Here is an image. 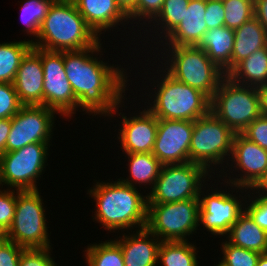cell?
<instances>
[{
    "instance_id": "6da1fadb",
    "label": "cell",
    "mask_w": 267,
    "mask_h": 266,
    "mask_svg": "<svg viewBox=\"0 0 267 266\" xmlns=\"http://www.w3.org/2000/svg\"><path fill=\"white\" fill-rule=\"evenodd\" d=\"M100 42L83 50L63 51V62L78 108L89 115L111 117L122 107L129 80L124 68L110 66L93 55L103 52Z\"/></svg>"
},
{
    "instance_id": "7a4b0ae2",
    "label": "cell",
    "mask_w": 267,
    "mask_h": 266,
    "mask_svg": "<svg viewBox=\"0 0 267 266\" xmlns=\"http://www.w3.org/2000/svg\"><path fill=\"white\" fill-rule=\"evenodd\" d=\"M119 181L96 182L88 190L96 202L95 219L109 230H132L146 228L148 196L137 191V187ZM138 225V226H137Z\"/></svg>"
},
{
    "instance_id": "3957f363",
    "label": "cell",
    "mask_w": 267,
    "mask_h": 266,
    "mask_svg": "<svg viewBox=\"0 0 267 266\" xmlns=\"http://www.w3.org/2000/svg\"><path fill=\"white\" fill-rule=\"evenodd\" d=\"M37 39L32 41L33 47L59 52L83 50L102 40L87 25L74 2L62 0H55L49 7Z\"/></svg>"
},
{
    "instance_id": "277c9868",
    "label": "cell",
    "mask_w": 267,
    "mask_h": 266,
    "mask_svg": "<svg viewBox=\"0 0 267 266\" xmlns=\"http://www.w3.org/2000/svg\"><path fill=\"white\" fill-rule=\"evenodd\" d=\"M162 69L159 72L166 75L161 73V80L152 82H157L154 87L158 90L152 94L154 99L151 101H154L150 107L146 108L157 119L195 121L210 112L211 99L206 94L176 80L164 67Z\"/></svg>"
},
{
    "instance_id": "5b68a950",
    "label": "cell",
    "mask_w": 267,
    "mask_h": 266,
    "mask_svg": "<svg viewBox=\"0 0 267 266\" xmlns=\"http://www.w3.org/2000/svg\"><path fill=\"white\" fill-rule=\"evenodd\" d=\"M166 47L163 48L165 51L162 50L163 55L169 57H162L163 60L167 58L165 70L176 80L200 90L211 99L226 76L224 71L211 61L204 50L196 46Z\"/></svg>"
},
{
    "instance_id": "8992f818",
    "label": "cell",
    "mask_w": 267,
    "mask_h": 266,
    "mask_svg": "<svg viewBox=\"0 0 267 266\" xmlns=\"http://www.w3.org/2000/svg\"><path fill=\"white\" fill-rule=\"evenodd\" d=\"M210 111L234 133H242L261 115L257 88L238 84L226 75L211 98Z\"/></svg>"
},
{
    "instance_id": "52a82bcc",
    "label": "cell",
    "mask_w": 267,
    "mask_h": 266,
    "mask_svg": "<svg viewBox=\"0 0 267 266\" xmlns=\"http://www.w3.org/2000/svg\"><path fill=\"white\" fill-rule=\"evenodd\" d=\"M40 194L38 190H16L14 219L6 237L25 249L51 247Z\"/></svg>"
},
{
    "instance_id": "ba28073f",
    "label": "cell",
    "mask_w": 267,
    "mask_h": 266,
    "mask_svg": "<svg viewBox=\"0 0 267 266\" xmlns=\"http://www.w3.org/2000/svg\"><path fill=\"white\" fill-rule=\"evenodd\" d=\"M234 136L235 133L211 111L199 117L194 121L189 161L211 172L213 166L222 165L226 157L230 159Z\"/></svg>"
},
{
    "instance_id": "9c48e42d",
    "label": "cell",
    "mask_w": 267,
    "mask_h": 266,
    "mask_svg": "<svg viewBox=\"0 0 267 266\" xmlns=\"http://www.w3.org/2000/svg\"><path fill=\"white\" fill-rule=\"evenodd\" d=\"M199 199L148 204L146 228L161 241H188L198 229Z\"/></svg>"
},
{
    "instance_id": "30bf717a",
    "label": "cell",
    "mask_w": 267,
    "mask_h": 266,
    "mask_svg": "<svg viewBox=\"0 0 267 266\" xmlns=\"http://www.w3.org/2000/svg\"><path fill=\"white\" fill-rule=\"evenodd\" d=\"M208 175L202 165L192 162L162 165L154 187L147 194L148 204L199 199L200 189L205 186Z\"/></svg>"
},
{
    "instance_id": "8fae6325",
    "label": "cell",
    "mask_w": 267,
    "mask_h": 266,
    "mask_svg": "<svg viewBox=\"0 0 267 266\" xmlns=\"http://www.w3.org/2000/svg\"><path fill=\"white\" fill-rule=\"evenodd\" d=\"M49 143H32L0 157V185L19 191L38 190L36 180L45 168Z\"/></svg>"
},
{
    "instance_id": "7c38bea8",
    "label": "cell",
    "mask_w": 267,
    "mask_h": 266,
    "mask_svg": "<svg viewBox=\"0 0 267 266\" xmlns=\"http://www.w3.org/2000/svg\"><path fill=\"white\" fill-rule=\"evenodd\" d=\"M32 49L41 57L44 74L43 106L67 117L78 109V101L67 80L63 62V51H48L38 47Z\"/></svg>"
},
{
    "instance_id": "4fadbf2b",
    "label": "cell",
    "mask_w": 267,
    "mask_h": 266,
    "mask_svg": "<svg viewBox=\"0 0 267 266\" xmlns=\"http://www.w3.org/2000/svg\"><path fill=\"white\" fill-rule=\"evenodd\" d=\"M55 113L58 114L43 105H23L11 118L6 152L21 149L32 143H50Z\"/></svg>"
},
{
    "instance_id": "5bb4252c",
    "label": "cell",
    "mask_w": 267,
    "mask_h": 266,
    "mask_svg": "<svg viewBox=\"0 0 267 266\" xmlns=\"http://www.w3.org/2000/svg\"><path fill=\"white\" fill-rule=\"evenodd\" d=\"M230 167H235V170L239 169L242 175L240 178L229 177L225 179V183L229 184L230 187L240 189L244 192L253 189L259 181L264 177L267 171V151L261 148L255 142L250 141L242 133H235L233 138L232 154H231ZM235 163V164H234ZM238 170H237V169ZM227 180V182H226ZM247 189V190H246Z\"/></svg>"
},
{
    "instance_id": "9a60e30c",
    "label": "cell",
    "mask_w": 267,
    "mask_h": 266,
    "mask_svg": "<svg viewBox=\"0 0 267 266\" xmlns=\"http://www.w3.org/2000/svg\"><path fill=\"white\" fill-rule=\"evenodd\" d=\"M203 197V191L200 189L199 204L200 218L199 223L211 232L212 235H226L230 227L237 221L239 216L245 211L243 200H238L236 195L220 191L218 188ZM202 193V194H201ZM202 195V198H201Z\"/></svg>"
},
{
    "instance_id": "2e32d148",
    "label": "cell",
    "mask_w": 267,
    "mask_h": 266,
    "mask_svg": "<svg viewBox=\"0 0 267 266\" xmlns=\"http://www.w3.org/2000/svg\"><path fill=\"white\" fill-rule=\"evenodd\" d=\"M194 121L158 119L152 154L162 165L189 161Z\"/></svg>"
},
{
    "instance_id": "e0dca14e",
    "label": "cell",
    "mask_w": 267,
    "mask_h": 266,
    "mask_svg": "<svg viewBox=\"0 0 267 266\" xmlns=\"http://www.w3.org/2000/svg\"><path fill=\"white\" fill-rule=\"evenodd\" d=\"M122 117V126L118 132L121 149L126 153H152L158 127V119L144 108L139 115ZM124 115V116H123Z\"/></svg>"
},
{
    "instance_id": "ac0fdd59",
    "label": "cell",
    "mask_w": 267,
    "mask_h": 266,
    "mask_svg": "<svg viewBox=\"0 0 267 266\" xmlns=\"http://www.w3.org/2000/svg\"><path fill=\"white\" fill-rule=\"evenodd\" d=\"M44 74L41 57L31 48L21 59L13 85L23 105H43Z\"/></svg>"
},
{
    "instance_id": "d6986e66",
    "label": "cell",
    "mask_w": 267,
    "mask_h": 266,
    "mask_svg": "<svg viewBox=\"0 0 267 266\" xmlns=\"http://www.w3.org/2000/svg\"><path fill=\"white\" fill-rule=\"evenodd\" d=\"M114 241L122 249L125 266H156L158 263L161 240L147 228L137 229L129 236L123 234Z\"/></svg>"
},
{
    "instance_id": "ffe728a7",
    "label": "cell",
    "mask_w": 267,
    "mask_h": 266,
    "mask_svg": "<svg viewBox=\"0 0 267 266\" xmlns=\"http://www.w3.org/2000/svg\"><path fill=\"white\" fill-rule=\"evenodd\" d=\"M87 25L100 37L108 29L124 22L129 23L128 15L115 0H73Z\"/></svg>"
},
{
    "instance_id": "44dd1931",
    "label": "cell",
    "mask_w": 267,
    "mask_h": 266,
    "mask_svg": "<svg viewBox=\"0 0 267 266\" xmlns=\"http://www.w3.org/2000/svg\"><path fill=\"white\" fill-rule=\"evenodd\" d=\"M206 0H190L182 22L165 39L164 46H196L207 31Z\"/></svg>"
},
{
    "instance_id": "7402d4cb",
    "label": "cell",
    "mask_w": 267,
    "mask_h": 266,
    "mask_svg": "<svg viewBox=\"0 0 267 266\" xmlns=\"http://www.w3.org/2000/svg\"><path fill=\"white\" fill-rule=\"evenodd\" d=\"M234 40V30L224 25L207 30L196 47L204 50L211 61L228 75L232 71Z\"/></svg>"
},
{
    "instance_id": "603a6c76",
    "label": "cell",
    "mask_w": 267,
    "mask_h": 266,
    "mask_svg": "<svg viewBox=\"0 0 267 266\" xmlns=\"http://www.w3.org/2000/svg\"><path fill=\"white\" fill-rule=\"evenodd\" d=\"M232 70L258 49L267 45V32L256 17L234 30Z\"/></svg>"
},
{
    "instance_id": "cb8c5ba5",
    "label": "cell",
    "mask_w": 267,
    "mask_h": 266,
    "mask_svg": "<svg viewBox=\"0 0 267 266\" xmlns=\"http://www.w3.org/2000/svg\"><path fill=\"white\" fill-rule=\"evenodd\" d=\"M226 235L230 244L260 254L267 253V232L246 211L239 216Z\"/></svg>"
},
{
    "instance_id": "d4e9b609",
    "label": "cell",
    "mask_w": 267,
    "mask_h": 266,
    "mask_svg": "<svg viewBox=\"0 0 267 266\" xmlns=\"http://www.w3.org/2000/svg\"><path fill=\"white\" fill-rule=\"evenodd\" d=\"M241 85L258 87L267 83V45L241 61L228 75Z\"/></svg>"
},
{
    "instance_id": "484cf974",
    "label": "cell",
    "mask_w": 267,
    "mask_h": 266,
    "mask_svg": "<svg viewBox=\"0 0 267 266\" xmlns=\"http://www.w3.org/2000/svg\"><path fill=\"white\" fill-rule=\"evenodd\" d=\"M127 156L130 176L120 180L132 187H136V184H139V187L143 183L149 184L152 189L162 167L160 161L152 153H129Z\"/></svg>"
},
{
    "instance_id": "4316f807",
    "label": "cell",
    "mask_w": 267,
    "mask_h": 266,
    "mask_svg": "<svg viewBox=\"0 0 267 266\" xmlns=\"http://www.w3.org/2000/svg\"><path fill=\"white\" fill-rule=\"evenodd\" d=\"M196 246L188 241H161L158 263L162 266H199Z\"/></svg>"
},
{
    "instance_id": "83f0119b",
    "label": "cell",
    "mask_w": 267,
    "mask_h": 266,
    "mask_svg": "<svg viewBox=\"0 0 267 266\" xmlns=\"http://www.w3.org/2000/svg\"><path fill=\"white\" fill-rule=\"evenodd\" d=\"M32 41L0 43V83H13L21 59L32 48Z\"/></svg>"
},
{
    "instance_id": "f1b7e54d",
    "label": "cell",
    "mask_w": 267,
    "mask_h": 266,
    "mask_svg": "<svg viewBox=\"0 0 267 266\" xmlns=\"http://www.w3.org/2000/svg\"><path fill=\"white\" fill-rule=\"evenodd\" d=\"M189 2L190 0H164L161 11L152 20L153 22H150L153 23L152 26L155 27L154 30L156 27L157 30L159 28L162 30L160 34L156 30L160 38L164 37V39H166L182 22L185 9H187Z\"/></svg>"
},
{
    "instance_id": "f546056e",
    "label": "cell",
    "mask_w": 267,
    "mask_h": 266,
    "mask_svg": "<svg viewBox=\"0 0 267 266\" xmlns=\"http://www.w3.org/2000/svg\"><path fill=\"white\" fill-rule=\"evenodd\" d=\"M85 252L88 266H125L122 249L114 239L88 245Z\"/></svg>"
},
{
    "instance_id": "4dcf8cb0",
    "label": "cell",
    "mask_w": 267,
    "mask_h": 266,
    "mask_svg": "<svg viewBox=\"0 0 267 266\" xmlns=\"http://www.w3.org/2000/svg\"><path fill=\"white\" fill-rule=\"evenodd\" d=\"M55 0H24L22 1L21 19L25 24L27 35L37 38L40 25Z\"/></svg>"
},
{
    "instance_id": "1f68e13d",
    "label": "cell",
    "mask_w": 267,
    "mask_h": 266,
    "mask_svg": "<svg viewBox=\"0 0 267 266\" xmlns=\"http://www.w3.org/2000/svg\"><path fill=\"white\" fill-rule=\"evenodd\" d=\"M225 10L224 25L237 29L254 17V0H222Z\"/></svg>"
},
{
    "instance_id": "d6a6232c",
    "label": "cell",
    "mask_w": 267,
    "mask_h": 266,
    "mask_svg": "<svg viewBox=\"0 0 267 266\" xmlns=\"http://www.w3.org/2000/svg\"><path fill=\"white\" fill-rule=\"evenodd\" d=\"M221 245V262L226 266H257L260 253L230 244L226 239Z\"/></svg>"
},
{
    "instance_id": "836d02e7",
    "label": "cell",
    "mask_w": 267,
    "mask_h": 266,
    "mask_svg": "<svg viewBox=\"0 0 267 266\" xmlns=\"http://www.w3.org/2000/svg\"><path fill=\"white\" fill-rule=\"evenodd\" d=\"M22 106L13 83H0V119L12 118Z\"/></svg>"
},
{
    "instance_id": "e575fe53",
    "label": "cell",
    "mask_w": 267,
    "mask_h": 266,
    "mask_svg": "<svg viewBox=\"0 0 267 266\" xmlns=\"http://www.w3.org/2000/svg\"><path fill=\"white\" fill-rule=\"evenodd\" d=\"M163 2L164 0H136L135 7L127 14L128 18L133 19V22L138 19L139 23L143 20L145 26L146 22L150 25L149 22H152L161 11Z\"/></svg>"
},
{
    "instance_id": "d590c367",
    "label": "cell",
    "mask_w": 267,
    "mask_h": 266,
    "mask_svg": "<svg viewBox=\"0 0 267 266\" xmlns=\"http://www.w3.org/2000/svg\"><path fill=\"white\" fill-rule=\"evenodd\" d=\"M16 205L15 189H0V227L6 232L11 227Z\"/></svg>"
},
{
    "instance_id": "8d00e7d4",
    "label": "cell",
    "mask_w": 267,
    "mask_h": 266,
    "mask_svg": "<svg viewBox=\"0 0 267 266\" xmlns=\"http://www.w3.org/2000/svg\"><path fill=\"white\" fill-rule=\"evenodd\" d=\"M252 194L255 198L253 195L252 197L250 194L247 195L248 198L253 199H248L247 202H250V204H246L247 208L245 206V211L260 228L267 232V195L258 194L256 197L254 193Z\"/></svg>"
},
{
    "instance_id": "74e56055",
    "label": "cell",
    "mask_w": 267,
    "mask_h": 266,
    "mask_svg": "<svg viewBox=\"0 0 267 266\" xmlns=\"http://www.w3.org/2000/svg\"><path fill=\"white\" fill-rule=\"evenodd\" d=\"M51 248L24 249L18 266H57L50 256Z\"/></svg>"
},
{
    "instance_id": "f35d334b",
    "label": "cell",
    "mask_w": 267,
    "mask_h": 266,
    "mask_svg": "<svg viewBox=\"0 0 267 266\" xmlns=\"http://www.w3.org/2000/svg\"><path fill=\"white\" fill-rule=\"evenodd\" d=\"M242 134L267 151V116L257 117Z\"/></svg>"
},
{
    "instance_id": "ab89813d",
    "label": "cell",
    "mask_w": 267,
    "mask_h": 266,
    "mask_svg": "<svg viewBox=\"0 0 267 266\" xmlns=\"http://www.w3.org/2000/svg\"><path fill=\"white\" fill-rule=\"evenodd\" d=\"M225 10L222 0H206L205 22L207 30L224 26Z\"/></svg>"
},
{
    "instance_id": "60d3db41",
    "label": "cell",
    "mask_w": 267,
    "mask_h": 266,
    "mask_svg": "<svg viewBox=\"0 0 267 266\" xmlns=\"http://www.w3.org/2000/svg\"><path fill=\"white\" fill-rule=\"evenodd\" d=\"M24 249V247L6 239L0 244V266H18Z\"/></svg>"
},
{
    "instance_id": "b9f144b4",
    "label": "cell",
    "mask_w": 267,
    "mask_h": 266,
    "mask_svg": "<svg viewBox=\"0 0 267 266\" xmlns=\"http://www.w3.org/2000/svg\"><path fill=\"white\" fill-rule=\"evenodd\" d=\"M254 17L267 32V0H254Z\"/></svg>"
},
{
    "instance_id": "7bdbcfd3",
    "label": "cell",
    "mask_w": 267,
    "mask_h": 266,
    "mask_svg": "<svg viewBox=\"0 0 267 266\" xmlns=\"http://www.w3.org/2000/svg\"><path fill=\"white\" fill-rule=\"evenodd\" d=\"M11 129V118L0 119V157L6 152V142Z\"/></svg>"
},
{
    "instance_id": "ee69618b",
    "label": "cell",
    "mask_w": 267,
    "mask_h": 266,
    "mask_svg": "<svg viewBox=\"0 0 267 266\" xmlns=\"http://www.w3.org/2000/svg\"><path fill=\"white\" fill-rule=\"evenodd\" d=\"M257 88L261 115L267 116V83Z\"/></svg>"
},
{
    "instance_id": "f6af8a7d",
    "label": "cell",
    "mask_w": 267,
    "mask_h": 266,
    "mask_svg": "<svg viewBox=\"0 0 267 266\" xmlns=\"http://www.w3.org/2000/svg\"><path fill=\"white\" fill-rule=\"evenodd\" d=\"M252 192H254L255 190V194L259 193V194H264L267 195V171L264 175V177L259 181V183L253 188L250 189ZM258 191V192H257Z\"/></svg>"
},
{
    "instance_id": "bcb514c9",
    "label": "cell",
    "mask_w": 267,
    "mask_h": 266,
    "mask_svg": "<svg viewBox=\"0 0 267 266\" xmlns=\"http://www.w3.org/2000/svg\"><path fill=\"white\" fill-rule=\"evenodd\" d=\"M121 9L128 14L134 7L136 0H115Z\"/></svg>"
},
{
    "instance_id": "7dc6e473",
    "label": "cell",
    "mask_w": 267,
    "mask_h": 266,
    "mask_svg": "<svg viewBox=\"0 0 267 266\" xmlns=\"http://www.w3.org/2000/svg\"><path fill=\"white\" fill-rule=\"evenodd\" d=\"M257 266H267V253H262L260 255Z\"/></svg>"
},
{
    "instance_id": "c3c4849f",
    "label": "cell",
    "mask_w": 267,
    "mask_h": 266,
    "mask_svg": "<svg viewBox=\"0 0 267 266\" xmlns=\"http://www.w3.org/2000/svg\"><path fill=\"white\" fill-rule=\"evenodd\" d=\"M6 239V231L0 227V244L3 243Z\"/></svg>"
},
{
    "instance_id": "681fc988",
    "label": "cell",
    "mask_w": 267,
    "mask_h": 266,
    "mask_svg": "<svg viewBox=\"0 0 267 266\" xmlns=\"http://www.w3.org/2000/svg\"><path fill=\"white\" fill-rule=\"evenodd\" d=\"M219 264L215 265V266H226L225 264H223L221 261L218 262Z\"/></svg>"
}]
</instances>
